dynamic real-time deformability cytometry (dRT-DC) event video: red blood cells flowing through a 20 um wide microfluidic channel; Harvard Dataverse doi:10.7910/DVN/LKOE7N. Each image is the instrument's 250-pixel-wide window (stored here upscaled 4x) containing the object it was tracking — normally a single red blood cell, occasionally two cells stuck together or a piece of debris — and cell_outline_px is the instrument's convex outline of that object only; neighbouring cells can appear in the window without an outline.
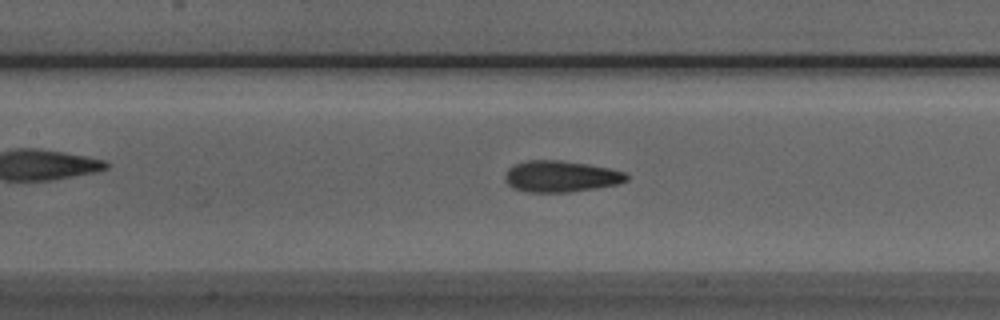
{"species": "Egyptian fruit bat (a non-hibernating species)", "species_latin": "Rousettus aegyptiacus", "temperature_condition": "room temperature", "stored_images_in_passage": 50, "camera_frame_rate_fps": 3000, "um_per_image_px": 0.085, "animal": {"sex": "male"}, "frame": {"image": 1, "passage_image": 21, "time_ms": 6.667, "image_size_px": [1000, 320], "cell_outline_px": [[628, 180], [616, 184], [596, 188], [568, 192], [528, 192], [512, 188], [504, 180], [504, 176], [508, 168], [512, 164], [528, 160], [560, 160], [588, 164], [608, 168], [624, 172], [628, 176]], "centroid_in_image_um": [47.62, 14.99], "position_along_channel_um": 159.8, "area_um2": 22.25}}
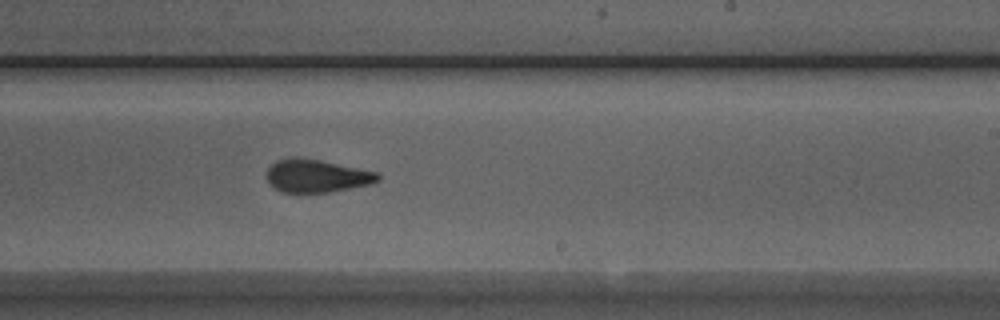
{"frame": {"image": 2, "passage_image": 29, "time_ms": 9.333, "image_size_px": [1000, 320], "cell_outline_px": [[380, 180], [372, 184], [328, 192], [280, 192], [268, 184], [264, 176], [268, 168], [276, 160], [288, 156], [296, 156], [320, 160], [376, 172], [380, 176]], "centroid_in_image_um": [26.83, 14.94], "position_along_channel_um": 262.2, "area_um2": 21.62}}
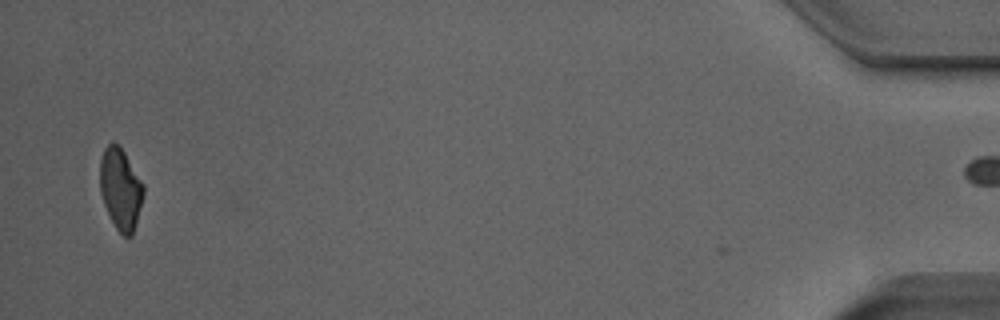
{"frame": {"image": 3, "passage_image": 49, "time_ms": 16.0, "image_size_px": [1000, 320], "cell_outline_px": [[144, 196], [132, 236], [124, 236], [116, 228], [104, 204], [100, 192], [100, 160], [104, 148], [112, 140], [120, 144], [144, 184]], "centroid_in_image_um": [10.25, 16.0], "position_along_channel_um": 424.9, "area_um2": 20.81}, "authors_computed_cell_mechanics": {"area_um2": 21.8484, "velocity_mm_per_s": 3.8539, "shape_relaxation_time_tau1_ms": 4.4632, "shape_relaxation_time_tau2_ms": 1.5697, "deformation_change_tau1": 0.1449, "deformation_change_tau2": 0.0805}}